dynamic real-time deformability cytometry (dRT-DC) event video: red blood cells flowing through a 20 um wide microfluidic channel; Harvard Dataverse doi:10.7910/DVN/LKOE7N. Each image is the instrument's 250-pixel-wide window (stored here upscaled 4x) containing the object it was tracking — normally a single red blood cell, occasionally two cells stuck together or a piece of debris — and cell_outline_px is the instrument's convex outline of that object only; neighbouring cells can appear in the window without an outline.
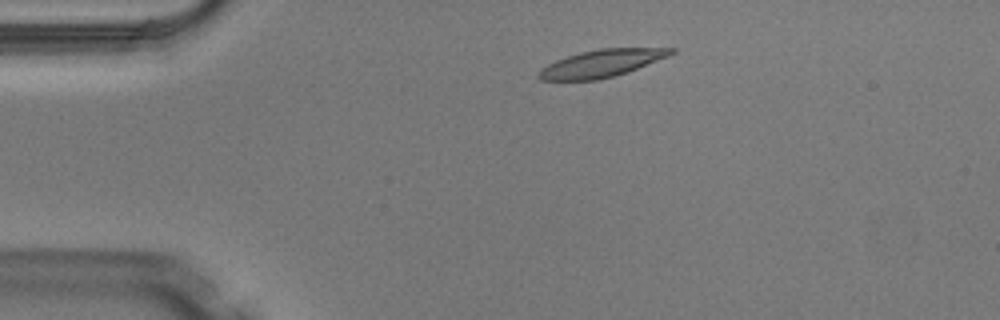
{"species": "Egyptian fruit bat (a non-hibernating species)", "species_latin": "Rousettus aegyptiacus", "temperature_condition": "warm", "stored_images_in_passage": 2, "camera_frame_rate_fps": 3000, "um_per_image_px": 0.085, "animal": {"sex": "male"}, "frame": {"image": 1, "passage_image": 1, "time_ms": 0.0, "image_size_px": [1000, 320], "cell_outline_px": [[676, 52], [668, 56], [628, 72], [596, 80], [540, 80], [536, 76], [540, 68], [556, 60], [580, 52], [600, 48], [676, 48]], "centroid_in_image_um": [51.11, 5.38], "position_along_channel_um": 33.9, "area_um2": 21.04}}